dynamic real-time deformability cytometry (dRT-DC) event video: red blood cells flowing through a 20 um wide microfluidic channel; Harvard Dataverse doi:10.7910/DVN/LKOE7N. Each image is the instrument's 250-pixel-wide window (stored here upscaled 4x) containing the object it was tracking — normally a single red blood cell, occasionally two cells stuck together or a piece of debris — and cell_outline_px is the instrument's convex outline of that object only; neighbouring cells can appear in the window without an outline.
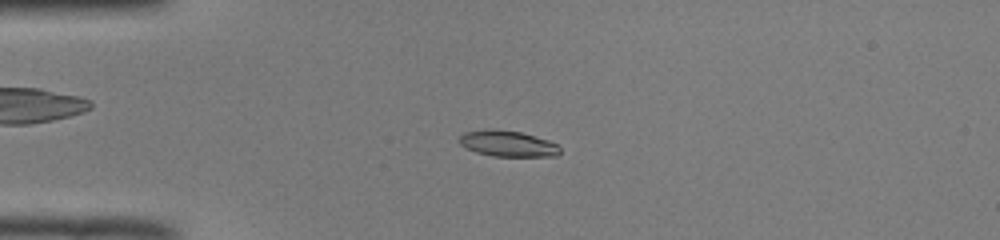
{"species": "common noctule bat (a hibernating species)", "species_latin": "Nyctalus noctula", "temperature_condition": "room temperature", "stored_images_in_passage": 41, "camera_frame_rate_fps": 3000, "um_per_image_px": 0.085, "animal": {"sex": "male", "body_mass_g": 19.0, "forearm_length_mm": 50.8}, "frame": {"image": 1, "passage_image": 3, "time_ms": 0.667, "image_size_px": [1000, 240], "cell_outline_px": [[560, 152], [556, 156], [492, 156], [476, 152], [460, 144], [460, 136], [464, 132], [488, 128], [520, 132], [548, 140], [556, 144], [560, 148]], "centroid_in_image_um": [43.15, 12.2], "position_along_channel_um": 41.9, "area_um2": 15.09}}
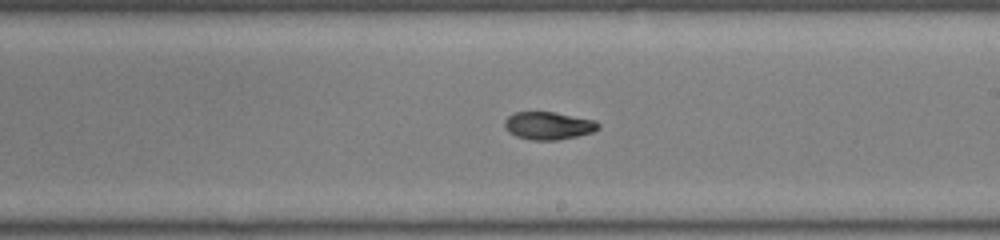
{"frame": {"image": 2, "passage_image": 20, "time_ms": 6.333, "image_size_px": [1000, 240], "cell_outline_px": [[600, 128], [592, 132], [576, 136], [556, 140], [532, 140], [516, 136], [508, 132], [504, 124], [504, 120], [508, 116], [516, 112], [556, 112], [596, 120], [600, 124]], "centroid_in_image_um": [46.63, 10.67], "position_along_channel_um": 242.4, "area_um2": 15.2}}
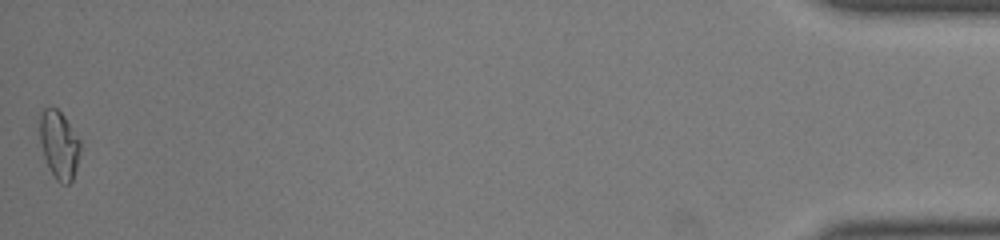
{"frame": {"image": 3, "passage_image": 41, "time_ms": 13.333, "image_size_px": [1000, 240], "cell_outline_px": [[80, 152], [76, 168], [72, 180], [68, 184], [60, 184], [56, 180], [48, 168], [44, 156], [40, 140], [40, 112], [44, 108], [56, 108], [64, 116], [80, 140]], "centroid_in_image_um": [5.02, 12.33], "position_along_channel_um": 430.2, "area_um2": 16.01}, "authors_computed_cell_mechanics": {"area_um2": 15.2592, "velocity_mm_per_s": 4.009, "shape_relaxation_time_tau1_ms": null, "shape_relaxation_time_tau2_ms": 4.3244, "deformation_change_tau1": null, "deformation_change_tau2": 0.073}}